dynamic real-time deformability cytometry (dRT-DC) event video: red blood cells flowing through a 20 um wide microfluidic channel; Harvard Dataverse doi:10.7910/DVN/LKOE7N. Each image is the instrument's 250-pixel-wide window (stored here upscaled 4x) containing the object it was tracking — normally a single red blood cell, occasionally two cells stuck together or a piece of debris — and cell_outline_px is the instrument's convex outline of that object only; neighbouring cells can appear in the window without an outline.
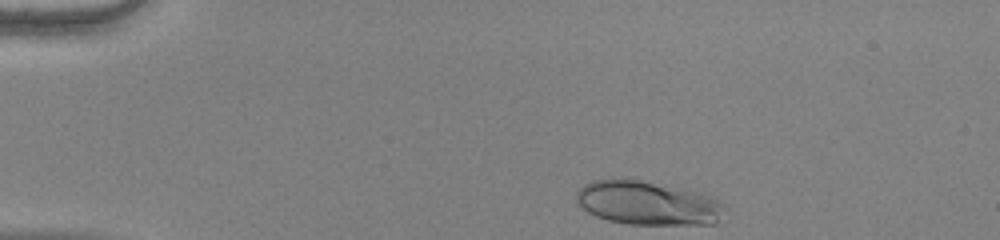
{"species": "human", "species_latin": "Homo sapiens", "temperature_condition": "warm", "stored_images_in_passage": 37, "camera_frame_rate_fps": 3000, "um_per_image_px": 0.085, "donor": {"sex": "female"}, "frame": {"image": 1, "passage_image": 1, "time_ms": 0.0, "image_size_px": [1000, 240], "cell_outline_px": [[728, 208], [716, 224], [628, 224], [608, 220], [596, 216], [588, 212], [576, 200], [576, 192], [584, 184], [592, 180], [612, 176], [628, 176], [696, 192], [720, 200]], "centroid_in_image_um": [55.03, 17.22], "position_along_channel_um": 30.0, "area_um2": 38.73}}
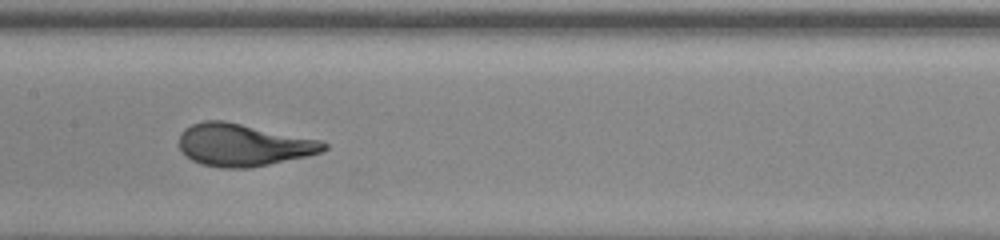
{"frame": {"image": 2, "passage_image": 19, "time_ms": 6.0, "image_size_px": [1000, 240], "cell_outline_px": [[328, 148], [324, 152], [308, 156], [248, 168], [220, 168], [200, 164], [192, 160], [180, 152], [180, 132], [184, 128], [192, 124], [204, 120], [224, 120], [320, 140], [328, 144]], "centroid_in_image_um": [20.66, 12.32], "position_along_channel_um": 186.7, "area_um2": 35.89}}
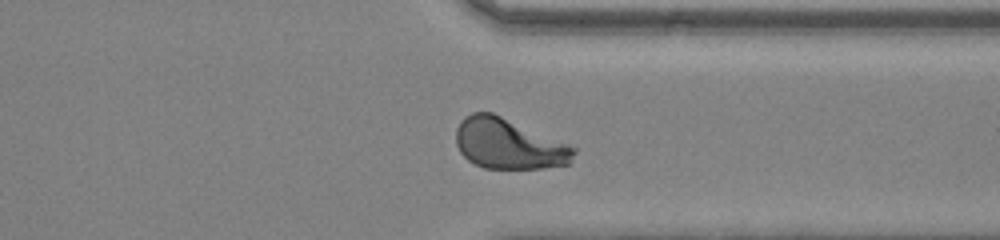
{"frame": {"image": 3, "passage_image": 33, "time_ms": 10.667, "image_size_px": [1000, 240], "cell_outline_px": [[576, 152], [568, 164], [540, 168], [484, 168], [468, 160], [460, 152], [456, 144], [456, 128], [460, 120], [464, 116], [472, 112], [492, 112], [568, 144], [576, 148]], "centroid_in_image_um": [43.19, 12.22], "position_along_channel_um": 368.2, "area_um2": 34.45}, "authors_computed_cell_mechanics": {"area_um2": 35.6048, "velocity_mm_per_s": 3.8836, "shape_relaxation_time_tau1_ms": 3.3835, "shape_relaxation_time_tau2_ms": null, "deformation_change_tau1": 0.2057, "deformation_change_tau2": null}}